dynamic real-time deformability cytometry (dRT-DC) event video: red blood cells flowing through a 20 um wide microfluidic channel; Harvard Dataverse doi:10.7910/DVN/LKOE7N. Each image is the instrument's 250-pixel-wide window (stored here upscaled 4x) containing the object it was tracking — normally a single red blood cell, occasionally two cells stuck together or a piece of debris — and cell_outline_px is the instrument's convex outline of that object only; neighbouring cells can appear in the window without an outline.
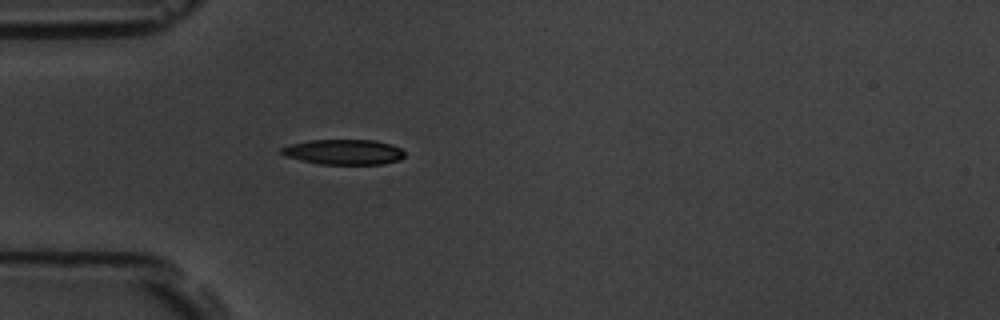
{"species": "common noctule bat (a hibernating species)", "species_latin": "Nyctalus noctula", "temperature_condition": "room temperature", "stored_images_in_passage": 2, "camera_frame_rate_fps": 3000, "um_per_image_px": 0.085, "animal": {"sex": "male", "body_mass_g": 19.5, "forearm_length_mm": 54.6}, "frame": {"image": 1, "passage_image": 2, "time_ms": 1.0, "image_size_px": [1000, 320], "cell_outline_px": [[404, 156], [400, 160], [384, 164], [320, 164], [300, 160], [284, 156], [280, 152], [280, 148], [288, 144], [308, 140], [376, 140], [392, 144], [400, 148], [404, 152]], "centroid_in_image_um": [29.2, 12.91], "position_along_channel_um": 55.8, "area_um2": 18.32}}